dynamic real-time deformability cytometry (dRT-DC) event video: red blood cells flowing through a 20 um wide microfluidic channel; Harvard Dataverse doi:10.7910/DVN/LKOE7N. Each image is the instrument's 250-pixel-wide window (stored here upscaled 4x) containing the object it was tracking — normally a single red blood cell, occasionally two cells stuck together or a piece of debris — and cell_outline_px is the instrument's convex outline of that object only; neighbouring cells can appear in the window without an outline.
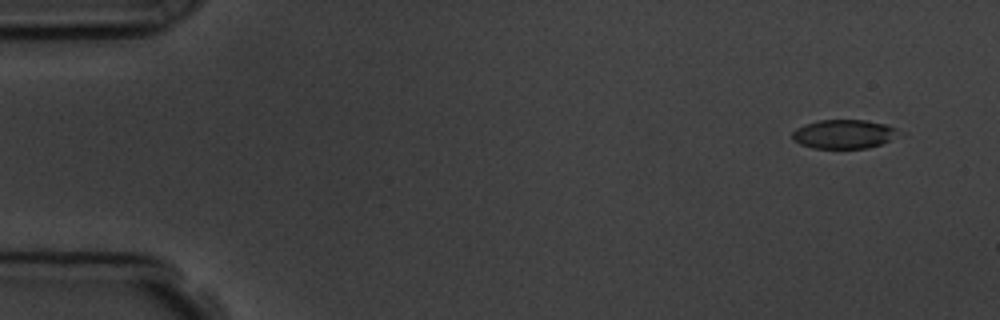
{"species": "common noctule bat (a hibernating species)", "species_latin": "Nyctalus noctula", "temperature_condition": "room temperature", "stored_images_in_passage": 4, "camera_frame_rate_fps": 3000, "um_per_image_px": 0.085, "animal": {"sex": "male", "body_mass_g": 19.5, "forearm_length_mm": 54.6}, "frame": {"image": 1, "passage_image": 1, "time_ms": 0.0, "image_size_px": [1000, 320], "cell_outline_px": [[896, 132], [888, 140], [880, 144], [868, 148], [812, 148], [800, 144], [792, 140], [792, 132], [796, 128], [804, 124], [820, 120], [864, 120], [884, 124], [896, 128]], "centroid_in_image_um": [71.62, 11.4], "position_along_channel_um": 13.4, "area_um2": 17.63}}
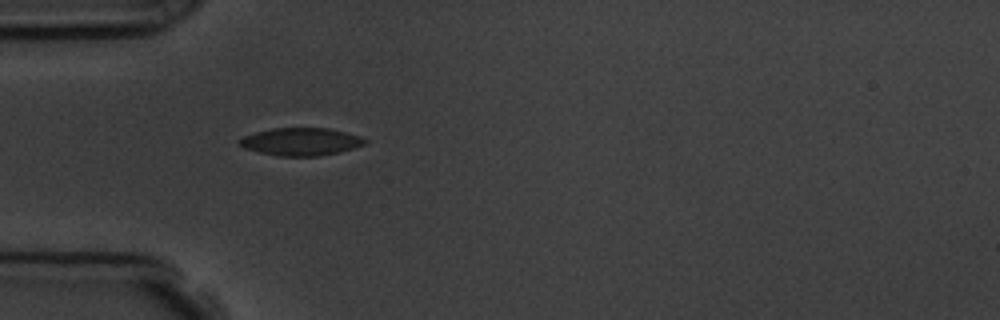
{"frame": {"image": 2, "passage_image": 4, "time_ms": 4.333, "image_size_px": [1000, 320], "cell_outline_px": [[368, 140], [364, 144], [352, 148], [320, 156], [280, 156], [260, 152], [244, 148], [236, 140], [244, 136], [256, 132], [272, 128], [328, 128], [360, 136]], "centroid_in_image_um": [25.55, 12.03], "position_along_channel_um": 59.5, "area_um2": 20.0}}